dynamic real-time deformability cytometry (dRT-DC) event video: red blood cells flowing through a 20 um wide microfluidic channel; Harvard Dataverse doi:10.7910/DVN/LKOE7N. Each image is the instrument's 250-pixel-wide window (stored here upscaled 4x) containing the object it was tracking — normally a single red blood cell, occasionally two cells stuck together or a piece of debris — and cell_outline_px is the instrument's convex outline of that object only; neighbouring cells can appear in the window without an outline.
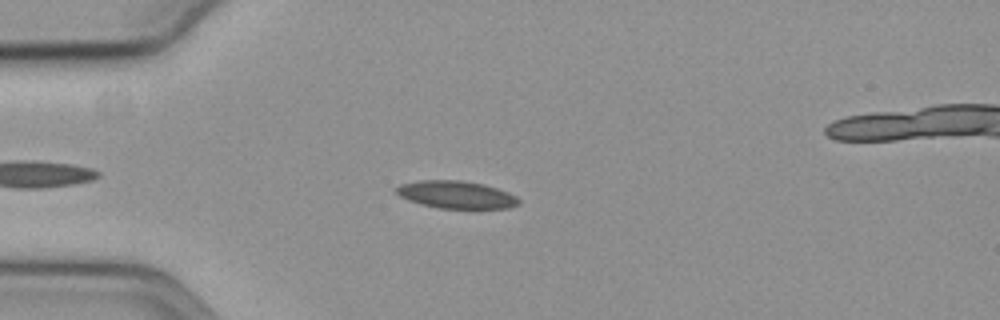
{"species": "common noctule bat (a hibernating species)", "species_latin": "Nyctalus noctula", "temperature_condition": "cold", "stored_images_in_passage": 48, "camera_frame_rate_fps": 3000, "um_per_image_px": 0.085, "animal": {"sex": "female", "body_mass_g": 19.3, "forearm_length_mm": 54.1}, "frame": {"image": 1, "passage_image": 9, "time_ms": 2.667, "image_size_px": [1000, 320], "cell_outline_px": [[520, 204], [508, 208], [440, 208], [408, 200], [400, 196], [396, 192], [396, 188], [400, 184], [420, 180], [460, 180], [484, 184], [508, 192], [516, 196], [520, 200]], "centroid_in_image_um": [38.8, 16.54], "position_along_channel_um": 46.2, "area_um2": 19.48}}
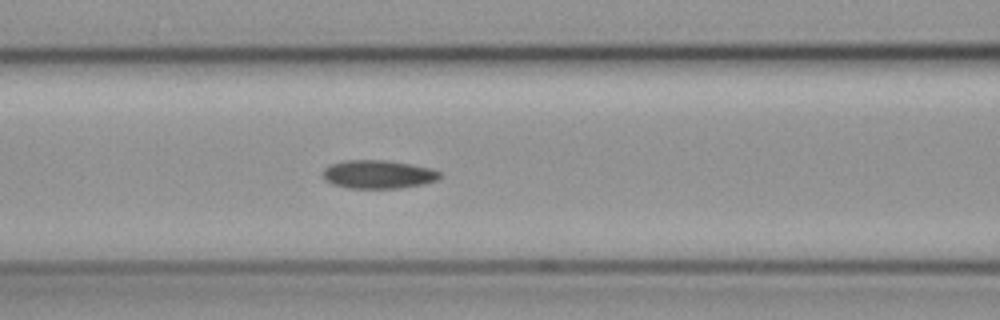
{"frame": {"image": 2, "passage_image": 18, "time_ms": 5.667, "image_size_px": [1000, 320], "cell_outline_px": [[440, 176], [436, 180], [424, 184], [400, 188], [348, 188], [332, 184], [324, 176], [324, 168], [328, 164], [344, 160], [388, 160], [428, 168], [440, 172]], "centroid_in_image_um": [32.12, 14.81], "position_along_channel_um": 134.5, "area_um2": 19.19}}
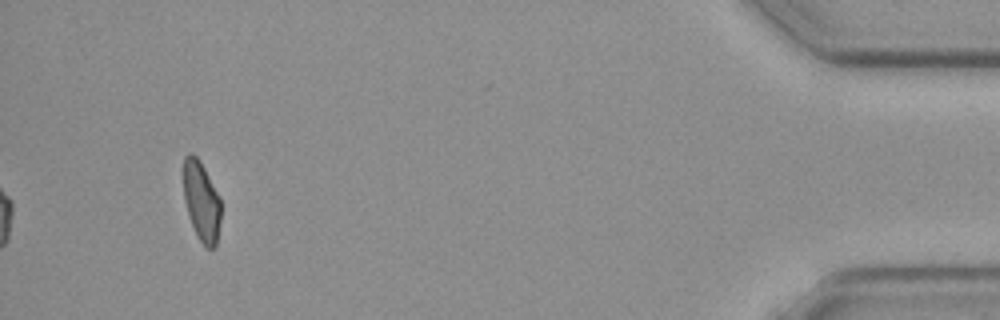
{"frame": {"image": 3, "passage_image": 48, "time_ms": 15.667, "image_size_px": [1000, 320], "cell_outline_px": [[220, 220], [216, 248], [208, 248], [196, 236], [184, 200], [184, 156], [188, 152], [192, 152], [200, 160], [220, 196]], "centroid_in_image_um": [17.13, 17.08], "position_along_channel_um": 418.1, "area_um2": 17.4}, "authors_computed_cell_mechanics": {"area_um2": 19.1896, "velocity_mm_per_s": 3.5926, "shape_relaxation_time_tau1_ms": null, "shape_relaxation_time_tau2_ms": 5.4427, "deformation_change_tau1": null, "deformation_change_tau2": 0.1114}}